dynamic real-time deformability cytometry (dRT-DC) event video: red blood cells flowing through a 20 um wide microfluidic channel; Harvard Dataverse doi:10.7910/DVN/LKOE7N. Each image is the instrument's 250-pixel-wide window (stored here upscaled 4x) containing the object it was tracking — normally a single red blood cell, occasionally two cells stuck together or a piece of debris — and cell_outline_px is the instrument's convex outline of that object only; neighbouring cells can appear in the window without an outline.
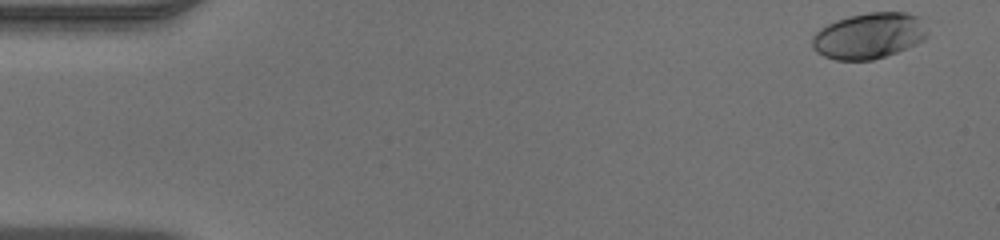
{"species": "human", "species_latin": "Homo sapiens", "temperature_condition": "warm", "stored_images_in_passage": 47, "camera_frame_rate_fps": 3000, "um_per_image_px": 0.085, "donor": {"sex": "male"}, "frame": {"image": 1, "passage_image": 1, "time_ms": 0.0, "image_size_px": [1000, 240], "cell_outline_px": [[928, 36], [924, 40], [916, 44], [896, 52], [872, 60], [836, 60], [824, 56], [816, 52], [812, 48], [812, 36], [820, 28], [836, 20], [848, 16], [868, 12], [904, 12], [920, 16], [928, 32]], "centroid_in_image_um": [73.87, 3.03], "position_along_channel_um": 11.1, "area_um2": 31.04}}
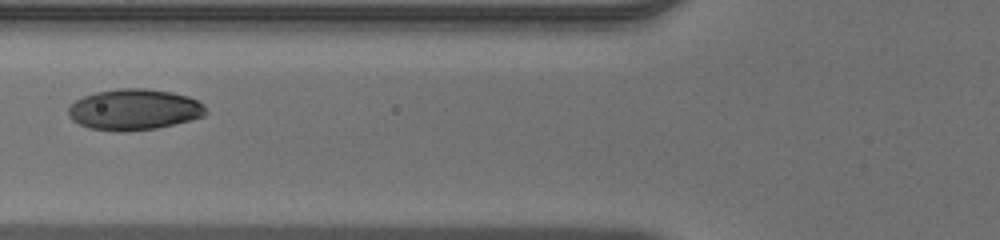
{"frame": {"image": 2, "passage_image": 18, "time_ms": 5.667, "image_size_px": [1000, 240], "cell_outline_px": [[208, 112], [204, 116], [156, 128], [124, 132], [120, 132], [88, 128], [72, 120], [68, 116], [68, 108], [76, 100], [84, 96], [96, 92], [120, 88], [144, 88], [172, 92], [188, 96], [204, 104]], "centroid_in_image_um": [11.4, 9.31], "position_along_channel_um": 114.4, "area_um2": 32.83}}
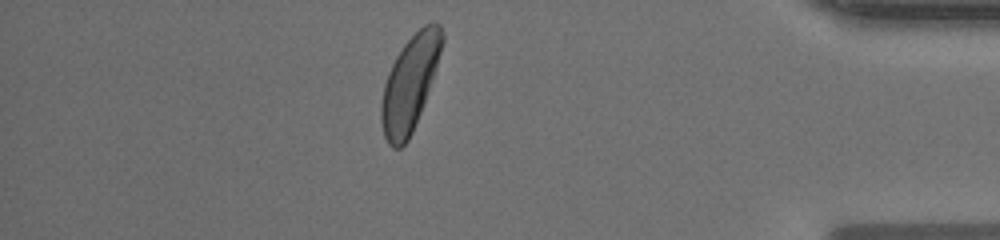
{"frame": {"image": 3, "passage_image": 41, "time_ms": 13.333, "image_size_px": [1000, 240], "cell_outline_px": [[444, 40], [420, 112], [412, 132], [408, 140], [400, 148], [392, 148], [388, 144], [384, 136], [380, 120], [380, 104], [384, 84], [388, 72], [396, 56], [404, 44], [424, 24], [432, 20], [440, 24], [444, 32]], "centroid_in_image_um": [34.8, 7.08], "position_along_channel_um": 400.4, "area_um2": 33.18}}